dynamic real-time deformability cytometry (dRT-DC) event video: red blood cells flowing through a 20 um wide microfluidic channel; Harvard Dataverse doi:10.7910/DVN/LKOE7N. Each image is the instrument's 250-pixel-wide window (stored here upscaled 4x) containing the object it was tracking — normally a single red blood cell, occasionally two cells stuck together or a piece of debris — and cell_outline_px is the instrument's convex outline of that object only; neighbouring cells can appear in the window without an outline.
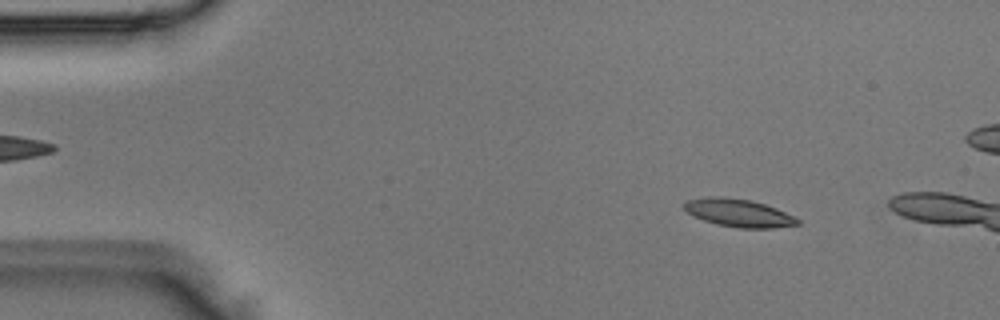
{"species": "Egyptian fruit bat (a non-hibernating species)", "species_latin": "Rousettus aegyptiacus", "temperature_condition": "room temperature", "stored_images_in_passage": 2, "camera_frame_rate_fps": 3000, "um_per_image_px": 0.085, "animal": {"sex": "male"}, "frame": {"image": 1, "passage_image": 1, "time_ms": 0.0, "image_size_px": [1000, 320], "cell_outline_px": [[800, 224], [772, 228], [740, 228], [716, 224], [704, 220], [688, 212], [680, 204], [688, 200], [708, 196], [720, 196], [752, 200], [776, 208], [800, 220]], "centroid_in_image_um": [62.76, 18.09], "position_along_channel_um": 22.2, "area_um2": 18.32}}